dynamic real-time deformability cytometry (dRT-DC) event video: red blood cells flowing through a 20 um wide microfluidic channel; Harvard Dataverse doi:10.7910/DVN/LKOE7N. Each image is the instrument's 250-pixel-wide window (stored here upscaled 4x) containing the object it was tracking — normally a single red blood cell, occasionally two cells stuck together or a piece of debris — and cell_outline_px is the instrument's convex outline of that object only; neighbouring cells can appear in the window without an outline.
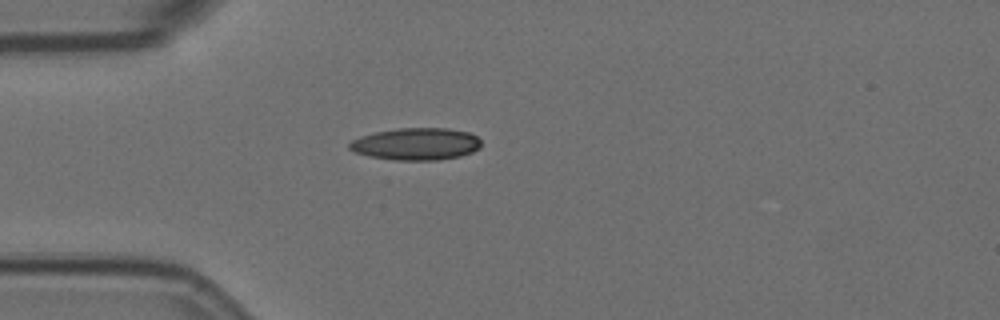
{"species": "Egyptian fruit bat (a non-hibernating species)", "species_latin": "Rousettus aegyptiacus", "temperature_condition": "room temperature", "stored_images_in_passage": 4, "camera_frame_rate_fps": 3000, "um_per_image_px": 0.085, "animal": {"sex": "female"}, "frame": {"image": 1, "passage_image": 4, "time_ms": 1.0, "image_size_px": [1000, 320], "cell_outline_px": [[480, 148], [472, 152], [460, 156], [436, 160], [396, 160], [368, 156], [356, 152], [348, 148], [348, 144], [352, 140], [360, 136], [376, 132], [400, 128], [448, 128], [468, 132], [476, 136], [480, 140]], "centroid_in_image_um": [35.37, 12.24], "position_along_channel_um": 49.6, "area_um2": 24.62}}